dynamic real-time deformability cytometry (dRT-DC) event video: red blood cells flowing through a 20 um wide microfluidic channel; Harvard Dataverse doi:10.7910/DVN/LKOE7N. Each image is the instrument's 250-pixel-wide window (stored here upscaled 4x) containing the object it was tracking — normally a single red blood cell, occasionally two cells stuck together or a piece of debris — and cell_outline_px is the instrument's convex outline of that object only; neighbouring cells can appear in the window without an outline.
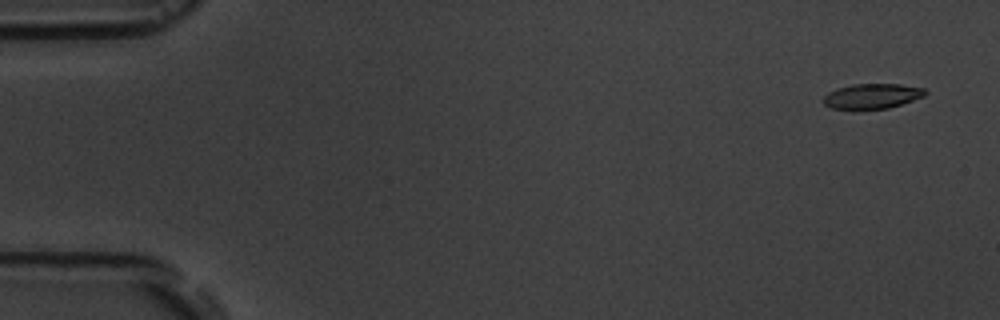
{"species": "common noctule bat (a hibernating species)", "species_latin": "Nyctalus noctula", "temperature_condition": "room temperature", "stored_images_in_passage": 5, "camera_frame_rate_fps": 3000, "um_per_image_px": 0.085, "animal": {"sex": "male", "body_mass_g": 19.5, "forearm_length_mm": 54.6}, "frame": {"image": 1, "passage_image": 1, "time_ms": 0.0, "image_size_px": [1000, 320], "cell_outline_px": [[928, 92], [924, 96], [888, 108], [832, 108], [824, 104], [820, 100], [828, 92], [836, 88], [852, 84], [900, 84], [924, 88]], "centroid_in_image_um": [74.1, 8.15], "position_along_channel_um": 10.9, "area_um2": 14.68}}